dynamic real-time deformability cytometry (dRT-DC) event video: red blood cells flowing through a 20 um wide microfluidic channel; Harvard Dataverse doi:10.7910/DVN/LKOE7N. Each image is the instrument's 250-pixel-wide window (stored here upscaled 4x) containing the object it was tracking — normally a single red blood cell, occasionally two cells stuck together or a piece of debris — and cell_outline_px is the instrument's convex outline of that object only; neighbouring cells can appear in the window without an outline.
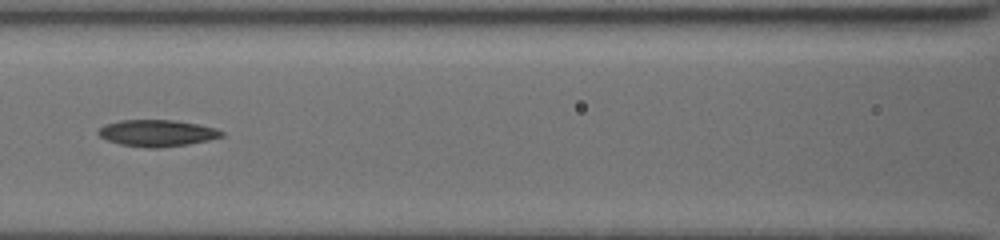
{"species": "common noctule bat (a hibernating species)", "species_latin": "Nyctalus noctula", "temperature_condition": "cold", "stored_images_in_passage": 12, "camera_frame_rate_fps": 3000, "um_per_image_px": 0.085, "animal": {"sex": "female", "body_mass_g": 19.5, "forearm_length_mm": 54.1}, "frame": {"image": 1, "passage_image": 10, "time_ms": 8.0, "image_size_px": [1000, 240], "cell_outline_px": [[224, 136], [208, 140], [188, 144], [160, 148], [144, 148], [120, 144], [108, 140], [100, 136], [96, 132], [100, 128], [108, 124], [124, 120], [172, 120], [196, 124], [216, 128], [224, 132]], "centroid_in_image_um": [13.37, 11.32], "position_along_channel_um": 153.2, "area_um2": 18.96}}
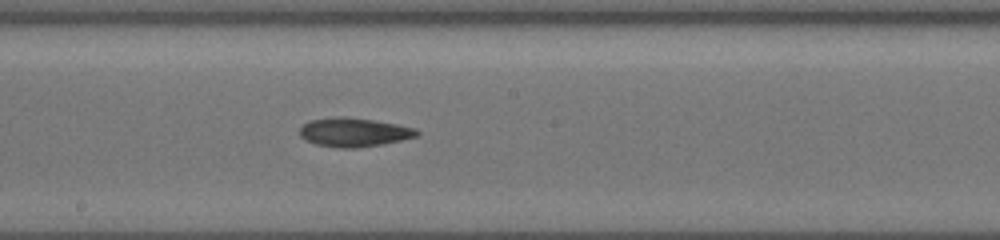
{"frame": {"image": 2, "passage_image": 12, "time_ms": 9.667, "image_size_px": [1000, 240], "cell_outline_px": [[420, 136], [384, 144], [356, 148], [340, 148], [316, 144], [300, 136], [300, 128], [304, 124], [312, 120], [336, 116], [344, 116], [372, 120], [396, 124], [416, 128], [420, 132]], "centroid_in_image_um": [30.14, 11.24], "position_along_channel_um": 218.1, "area_um2": 19.71}}